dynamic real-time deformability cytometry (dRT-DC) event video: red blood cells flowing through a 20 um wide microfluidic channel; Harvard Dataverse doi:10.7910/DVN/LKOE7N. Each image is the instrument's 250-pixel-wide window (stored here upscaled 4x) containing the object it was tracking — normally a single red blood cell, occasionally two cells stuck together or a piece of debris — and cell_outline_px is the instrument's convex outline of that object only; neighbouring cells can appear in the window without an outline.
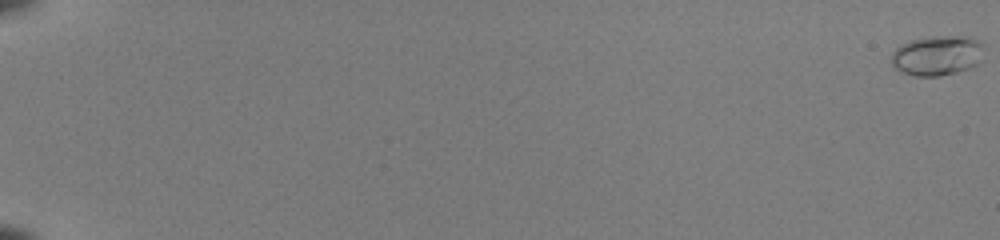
{"species": "common noctule bat (a hibernating species)", "species_latin": "Nyctalus noctula", "temperature_condition": "room temperature", "stored_images_in_passage": 55, "segment_of_instrument_passage": [1, 2], "camera_frame_rate_fps": 3000, "um_per_image_px": 0.085, "animal": {"sex": "female", "body_mass_g": 22.0, "forearm_length_mm": 56.7}, "frame": {"image": 1, "passage_image": 1, "time_ms": 0.0, "image_size_px": [1000, 240], "cell_outline_px": [[984, 48], [976, 64], [968, 68], [956, 72], [940, 76], [916, 76], [904, 72], [896, 68], [892, 64], [892, 52], [896, 48], [912, 40], [940, 36], [968, 36], [984, 44]], "centroid_in_image_um": [79.67, 4.72], "position_along_channel_um": 5.3, "area_um2": 21.1}}
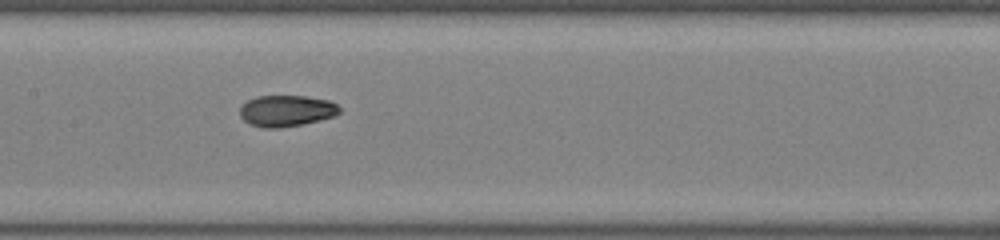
{"frame": {"image": 2, "passage_image": 31, "time_ms": 10.0, "image_size_px": [1000, 240], "cell_outline_px": [[340, 112], [332, 116], [300, 124], [280, 128], [264, 128], [252, 124], [244, 120], [240, 116], [240, 108], [248, 100], [256, 96], [304, 96], [328, 100], [336, 104], [340, 108]], "centroid_in_image_um": [24.32, 9.41], "position_along_channel_um": 183.1, "area_um2": 17.8}}
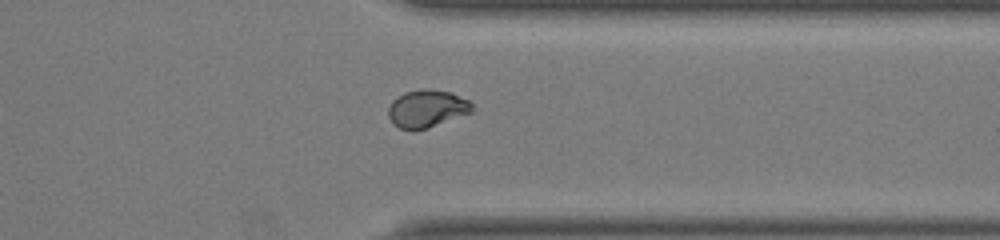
{"frame": {"image": 3, "passage_image": 45, "time_ms": 14.667, "image_size_px": [1000, 240], "cell_outline_px": [[472, 112], [428, 128], [412, 132], [400, 128], [392, 124], [388, 116], [388, 108], [392, 100], [396, 96], [404, 92], [420, 88], [428, 88], [452, 92], [468, 100], [472, 104]], "centroid_in_image_um": [36.24, 9.23], "position_along_channel_um": 375.2, "area_um2": 18.79}}